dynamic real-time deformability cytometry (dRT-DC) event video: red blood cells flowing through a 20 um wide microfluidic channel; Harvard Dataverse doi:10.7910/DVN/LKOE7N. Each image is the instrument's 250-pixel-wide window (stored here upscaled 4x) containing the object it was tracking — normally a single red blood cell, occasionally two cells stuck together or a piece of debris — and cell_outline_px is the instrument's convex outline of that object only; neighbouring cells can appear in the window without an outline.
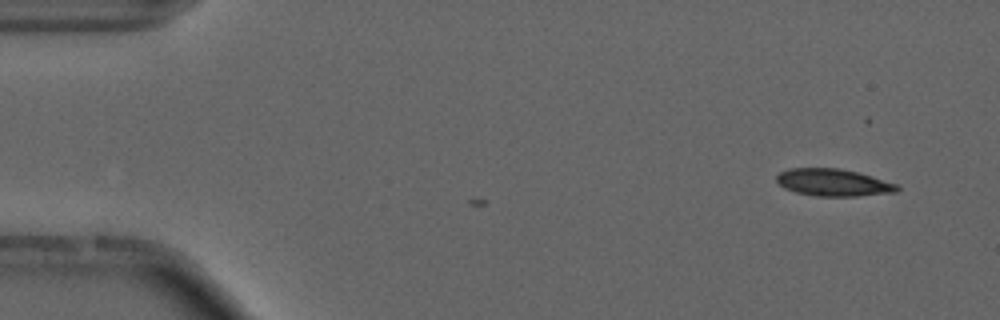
{"species": "common noctule bat (a hibernating species)", "species_latin": "Nyctalus noctula", "temperature_condition": "cold", "stored_images_in_passage": 4, "camera_frame_rate_fps": 3000, "um_per_image_px": 0.085, "animal": {"sex": "male", "forearm_length_mm": 52.5}, "frame": {"image": 1, "passage_image": 1, "time_ms": 0.0, "image_size_px": [1000, 320], "cell_outline_px": [[900, 188], [896, 192], [856, 196], [816, 196], [796, 192], [784, 188], [776, 180], [776, 176], [780, 172], [788, 168], [840, 168], [872, 176], [900, 184]], "centroid_in_image_um": [70.85, 15.51], "position_along_channel_um": 14.1, "area_um2": 19.19}}